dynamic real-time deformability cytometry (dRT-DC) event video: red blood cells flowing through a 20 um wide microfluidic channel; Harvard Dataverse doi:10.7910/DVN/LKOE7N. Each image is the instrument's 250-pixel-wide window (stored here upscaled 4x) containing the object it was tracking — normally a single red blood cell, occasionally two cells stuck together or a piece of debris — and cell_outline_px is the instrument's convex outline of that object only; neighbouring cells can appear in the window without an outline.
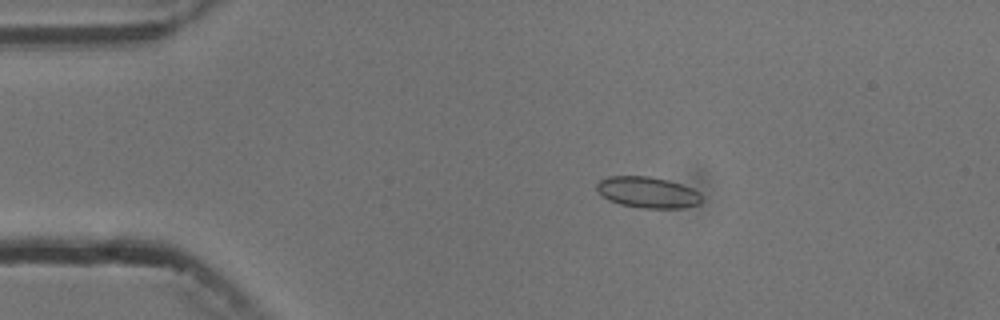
{"species": "common noctule bat (a hibernating species)", "species_latin": "Nyctalus noctula", "temperature_condition": "cold", "stored_images_in_passage": 4, "camera_frame_rate_fps": 3000, "um_per_image_px": 0.085, "animal": {"sex": "male", "body_mass_g": 13.3}, "frame": {"image": 1, "passage_image": 1, "time_ms": 0.0, "image_size_px": [1000, 320], "cell_outline_px": [[700, 204], [680, 208], [640, 208], [620, 204], [608, 200], [596, 188], [596, 184], [600, 180], [608, 176], [648, 176], [668, 180], [692, 188], [700, 192]], "centroid_in_image_um": [55.04, 16.35], "position_along_channel_um": 30.0, "area_um2": 18.96}}
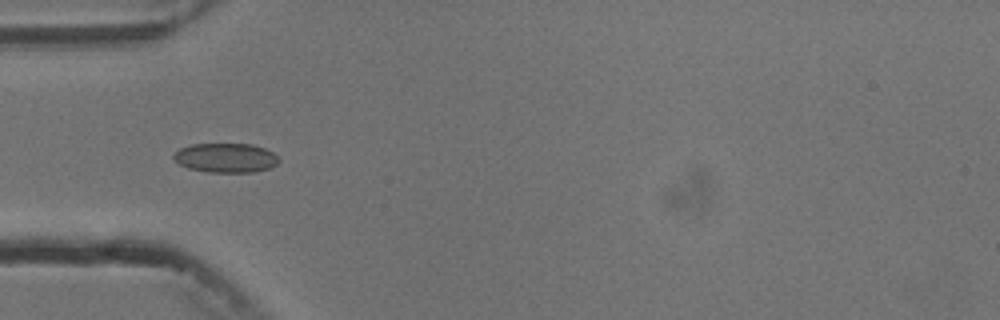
{"frame": {"image": 2, "passage_image": 3, "time_ms": 2.333, "image_size_px": [1000, 320], "cell_outline_px": [[280, 160], [276, 164], [268, 168], [256, 172], [208, 172], [188, 168], [180, 164], [172, 156], [180, 148], [192, 144], [252, 144], [264, 148], [272, 152]], "centroid_in_image_um": [19.19, 13.41], "position_along_channel_um": 65.8, "area_um2": 17.86}}
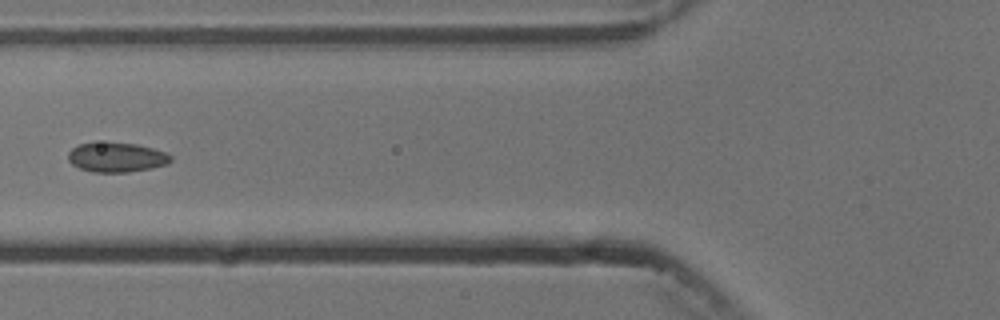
{"frame": {"image": 3, "passage_image": 4, "time_ms": 3.667, "image_size_px": [1000, 320], "cell_outline_px": [[172, 160], [168, 164], [152, 168], [128, 172], [92, 172], [80, 168], [72, 164], [68, 160], [68, 152], [72, 148], [80, 144], [136, 144], [152, 148], [164, 152], [172, 156]], "centroid_in_image_um": [9.93, 13.4], "position_along_channel_um": 115.9, "area_um2": 17.28}}